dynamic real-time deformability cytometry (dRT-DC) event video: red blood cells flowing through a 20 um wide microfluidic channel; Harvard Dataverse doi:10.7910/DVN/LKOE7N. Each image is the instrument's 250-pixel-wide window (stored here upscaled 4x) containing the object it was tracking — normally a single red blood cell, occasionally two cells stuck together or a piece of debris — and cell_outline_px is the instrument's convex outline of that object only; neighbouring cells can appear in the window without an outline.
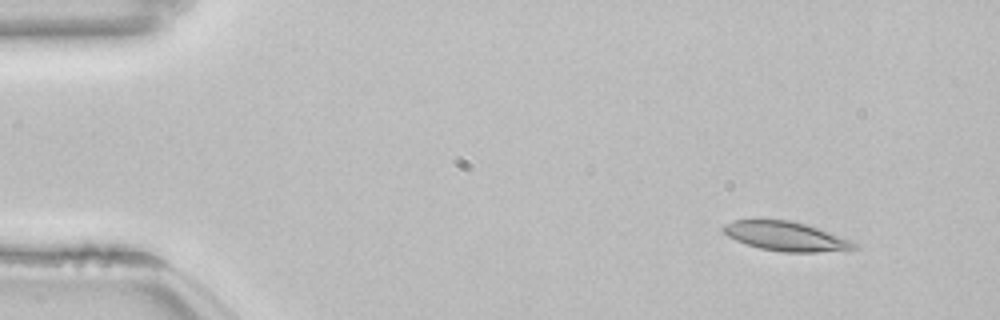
{"species": "common noctule bat (a hibernating species)", "species_latin": "Nyctalus noctula", "temperature_condition": "room temperature", "stored_images_in_passage": 53, "camera_frame_rate_fps": 3000, "um_per_image_px": 0.085, "animal": {"sex": "female", "body_mass_g": 22.7, "forearm_length_mm": 54.2}, "frame": {"image": 1, "passage_image": 5, "time_ms": 1.333, "image_size_px": [1000, 320], "cell_outline_px": [[860, 248], [844, 252], [784, 252], [760, 248], [736, 240], [728, 236], [720, 228], [724, 224], [732, 220], [788, 220], [804, 224], [852, 240], [860, 244]], "centroid_in_image_um": [66.89, 20.11], "position_along_channel_um": 18.1, "area_um2": 22.48}}
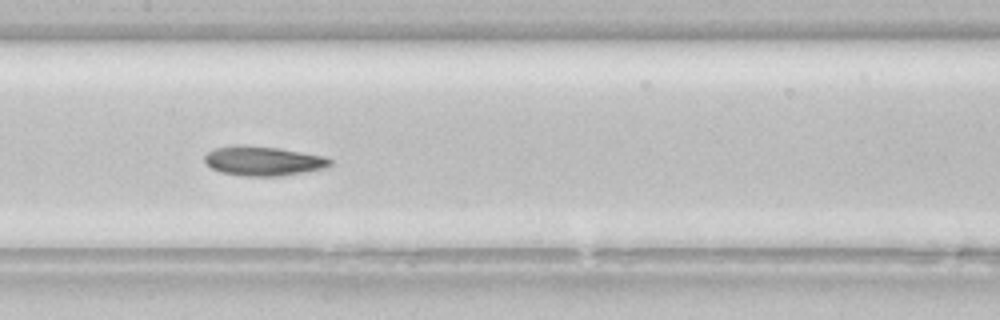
{"frame": {"image": 2, "passage_image": 26, "time_ms": 8.333, "image_size_px": [1000, 320], "cell_outline_px": [[332, 164], [324, 168], [280, 176], [244, 176], [220, 172], [204, 164], [204, 156], [208, 152], [216, 148], [236, 144], [244, 144], [276, 148], [324, 156], [332, 160]], "centroid_in_image_um": [22.32, 13.68], "position_along_channel_um": 185.1, "area_um2": 21.5}}
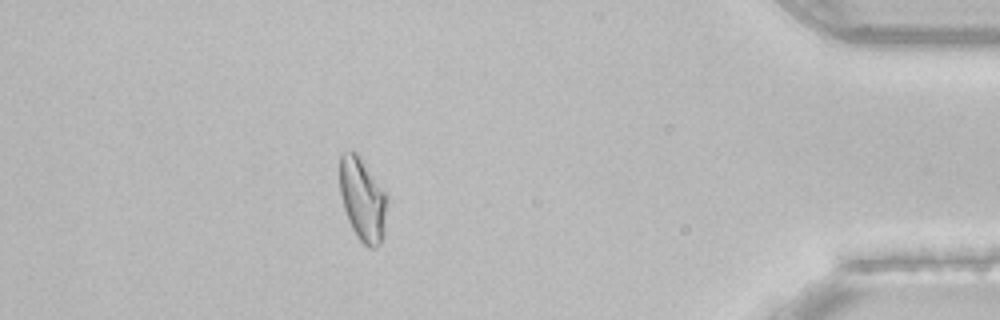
{"frame": {"image": 3, "passage_image": 47, "time_ms": 15.333, "image_size_px": [1000, 320], "cell_outline_px": [[388, 196], [384, 236], [380, 244], [376, 248], [368, 248], [356, 236], [348, 220], [340, 196], [340, 152], [352, 148], [360, 156]], "centroid_in_image_um": [30.82, 16.94], "position_along_channel_um": 404.4, "area_um2": 23.41}, "authors_computed_cell_mechanics": {"area_um2": 21.964, "velocity_mm_per_s": 3.8335, "shape_relaxation_time_tau1_ms": 6.1912, "shape_relaxation_time_tau2_ms": 5.3744, "deformation_change_tau1": 0.1798, "deformation_change_tau2": 0.1326}}